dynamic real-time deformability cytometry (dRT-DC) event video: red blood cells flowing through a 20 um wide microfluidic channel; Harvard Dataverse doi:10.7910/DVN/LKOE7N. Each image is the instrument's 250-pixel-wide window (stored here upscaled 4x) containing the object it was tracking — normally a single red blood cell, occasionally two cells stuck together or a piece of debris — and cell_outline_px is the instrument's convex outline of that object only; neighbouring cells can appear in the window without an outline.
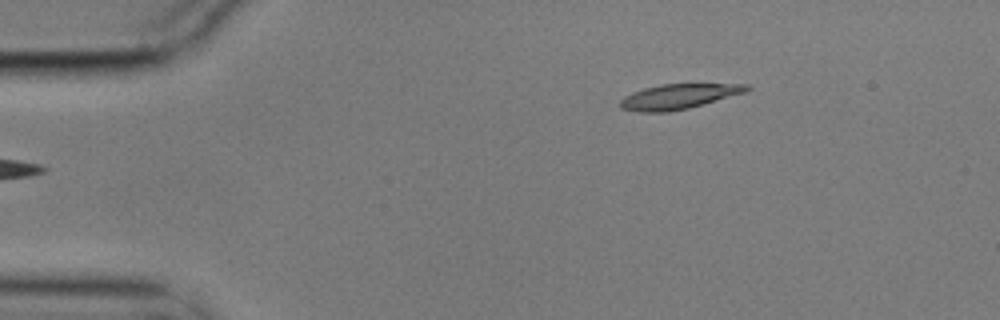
{"species": "common noctule bat (a hibernating species)", "species_latin": "Nyctalus noctula", "temperature_condition": "cold", "stored_images_in_passage": 2, "camera_frame_rate_fps": 3000, "um_per_image_px": 0.085, "animal": {"sex": "male", "body_mass_g": 17.9}, "frame": {"image": 1, "passage_image": 2, "time_ms": 0.333, "image_size_px": [1000, 320], "cell_outline_px": [[752, 88], [748, 92], [688, 108], [668, 112], [636, 112], [620, 108], [620, 100], [624, 96], [632, 92], [644, 88], [660, 84], [748, 84]], "centroid_in_image_um": [57.68, 8.2], "position_along_channel_um": 27.3, "area_um2": 18.55}}